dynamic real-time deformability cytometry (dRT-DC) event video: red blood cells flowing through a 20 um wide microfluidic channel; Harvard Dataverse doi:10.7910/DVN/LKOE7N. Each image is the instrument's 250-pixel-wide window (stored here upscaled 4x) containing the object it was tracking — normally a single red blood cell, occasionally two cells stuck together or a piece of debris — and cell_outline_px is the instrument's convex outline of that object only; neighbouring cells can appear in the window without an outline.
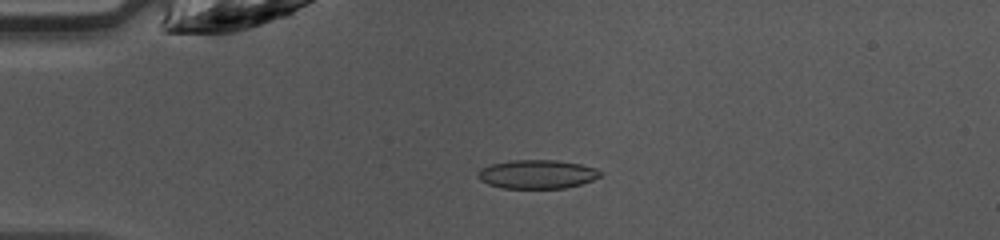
{"species": "common noctule bat (a hibernating species)", "species_latin": "Nyctalus noctula", "temperature_condition": "warm", "stored_images_in_passage": 46, "camera_frame_rate_fps": 3000, "um_per_image_px": 0.085, "animal": {"sex": "female", "body_mass_g": 10.0, "forearm_length_mm": 53.1}, "frame": {"image": 1, "passage_image": 11, "time_ms": 3.333, "image_size_px": [1000, 240], "cell_outline_px": [[604, 172], [600, 176], [592, 180], [580, 184], [564, 188], [500, 188], [488, 184], [480, 180], [476, 176], [476, 172], [480, 168], [492, 164], [512, 160], [556, 160], [580, 164], [596, 168]], "centroid_in_image_um": [45.63, 14.81], "position_along_channel_um": 39.4, "area_um2": 20.63}}
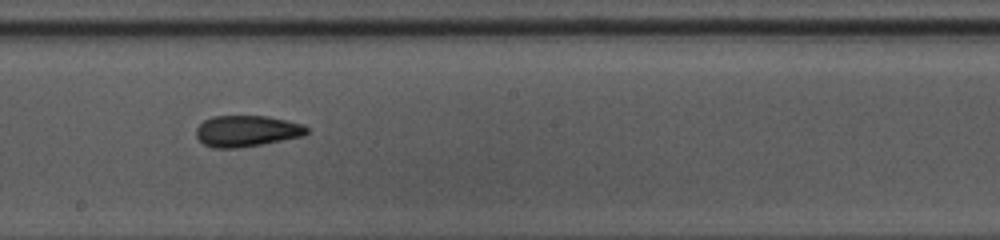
{"frame": {"image": 2, "passage_image": 26, "time_ms": 8.333, "image_size_px": [1000, 240], "cell_outline_px": [[308, 132], [304, 136], [260, 144], [236, 148], [216, 148], [204, 144], [196, 136], [196, 128], [204, 120], [212, 116], [268, 116], [304, 124], [308, 128]], "centroid_in_image_um": [20.98, 11.13], "position_along_channel_um": 227.2, "area_um2": 20.06}}
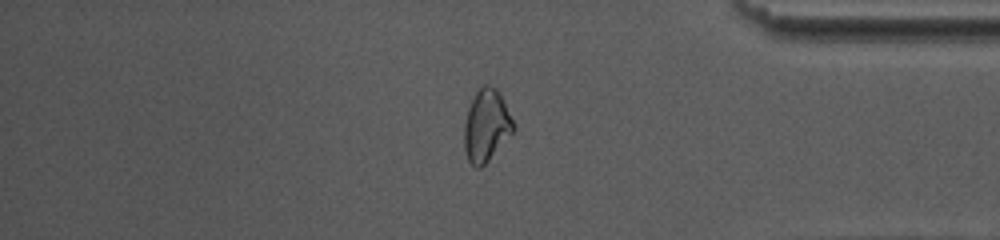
{"frame": {"image": 3, "passage_image": 39, "time_ms": 12.667, "image_size_px": [1000, 240], "cell_outline_px": [[516, 128], [488, 160], [480, 168], [476, 168], [468, 160], [464, 148], [464, 124], [468, 108], [476, 92], [484, 84], [488, 84], [496, 88], [500, 92]], "centroid_in_image_um": [41.33, 10.66], "position_along_channel_um": 393.9, "area_um2": 20.46}, "authors_computed_cell_mechanics": {"area_um2": 20.0566, "velocity_mm_per_s": 4.2811, "shape_relaxation_time_tau1_ms": null, "shape_relaxation_time_tau2_ms": 1.9336, "deformation_change_tau1": null, "deformation_change_tau2": 0.0947}}